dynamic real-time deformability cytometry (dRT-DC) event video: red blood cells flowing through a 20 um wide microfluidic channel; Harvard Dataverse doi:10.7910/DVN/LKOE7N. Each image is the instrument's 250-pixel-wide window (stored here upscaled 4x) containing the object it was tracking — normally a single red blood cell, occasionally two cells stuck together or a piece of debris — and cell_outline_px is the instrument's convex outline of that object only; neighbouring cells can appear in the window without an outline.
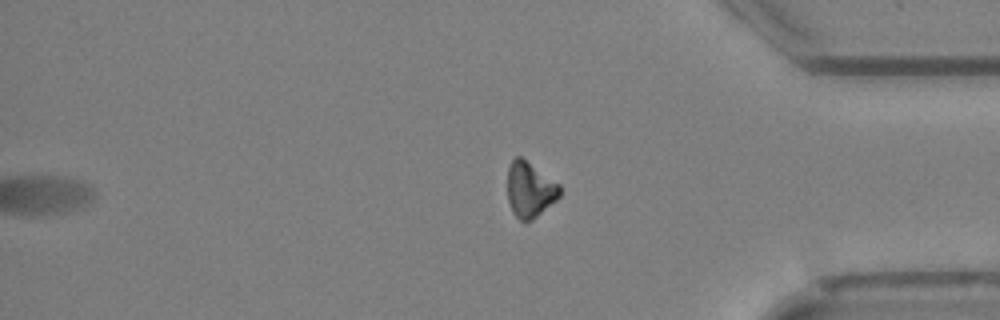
{"species": "Egyptian fruit bat (a non-hibernating species)", "species_latin": "Rousettus aegyptiacus", "temperature_condition": "cold", "stored_images_in_passage": 43, "segment_of_instrument_passage": [2, 2], "camera_frame_rate_fps": 3000, "um_per_image_px": 0.085, "animal": {"sex": "female"}, "frame": {"image": 1, "passage_image": 43, "time_ms": 14.0, "image_size_px": [1000, 320], "cell_outline_px": [[560, 196], [556, 200], [532, 220], [520, 220], [512, 212], [508, 200], [508, 168], [512, 160], [516, 156], [520, 156], [560, 184]], "centroid_in_image_um": [45.04, 16.11], "position_along_channel_um": 390.2, "area_um2": 16.7}}